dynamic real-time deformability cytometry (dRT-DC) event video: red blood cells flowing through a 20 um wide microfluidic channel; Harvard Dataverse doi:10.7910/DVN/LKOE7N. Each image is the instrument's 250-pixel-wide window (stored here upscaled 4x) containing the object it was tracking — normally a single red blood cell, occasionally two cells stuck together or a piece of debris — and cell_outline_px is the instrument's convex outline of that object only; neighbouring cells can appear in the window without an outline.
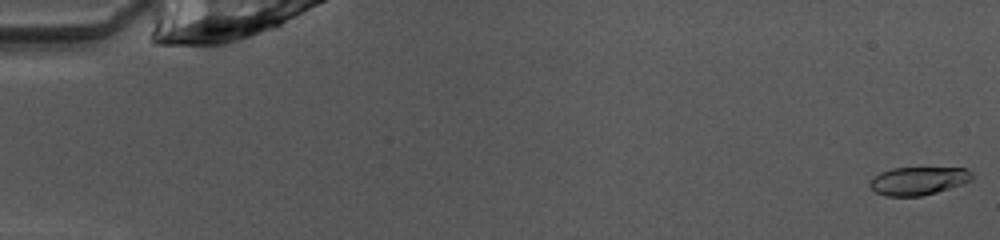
{"species": "common noctule bat (a hibernating species)", "species_latin": "Nyctalus noctula", "temperature_condition": "warm", "stored_images_in_passage": 35, "camera_frame_rate_fps": 3000, "um_per_image_px": 0.085, "animal": {"sex": "female", "body_mass_g": 10.0, "forearm_length_mm": 53.1}, "frame": {"image": 1, "passage_image": 1, "time_ms": 0.0, "image_size_px": [1000, 240], "cell_outline_px": [[972, 180], [936, 192], [920, 196], [884, 196], [876, 192], [868, 184], [880, 172], [892, 168], [964, 168], [972, 172]], "centroid_in_image_um": [78.04, 15.37], "position_along_channel_um": 7.0, "area_um2": 16.47}}
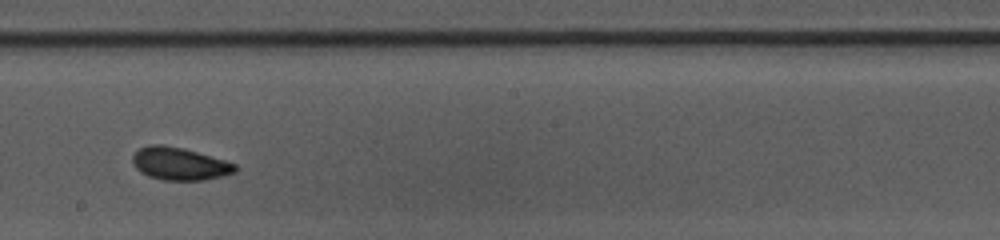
{"frame": {"image": 2, "passage_image": 22, "time_ms": 7.0, "image_size_px": [1000, 240], "cell_outline_px": [[236, 172], [224, 176], [204, 180], [164, 180], [148, 176], [140, 172], [136, 168], [132, 160], [132, 156], [140, 148], [148, 144], [164, 144], [184, 148], [224, 160], [236, 164]], "centroid_in_image_um": [15.26, 13.91], "position_along_channel_um": 232.9, "area_um2": 19.59}}
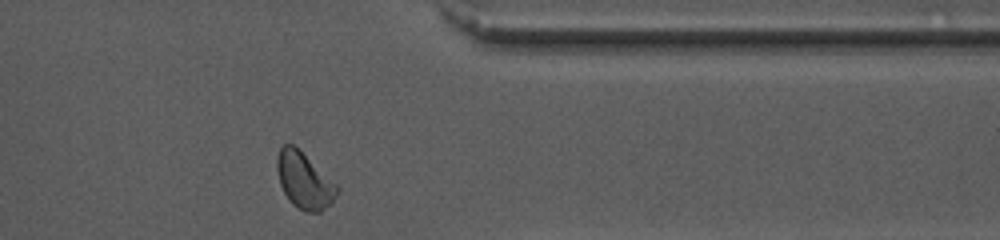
{"frame": {"image": 3, "passage_image": 34, "time_ms": 11.0, "image_size_px": [1000, 240], "cell_outline_px": [[340, 188], [332, 204], [320, 212], [304, 212], [292, 204], [284, 192], [280, 184], [276, 168], [276, 160], [280, 148], [284, 144], [292, 144], [336, 184]], "centroid_in_image_um": [25.85, 15.39], "position_along_channel_um": 385.5, "area_um2": 19.36}, "authors_computed_cell_mechanics": {"area_um2": 18.8428, "velocity_mm_per_s": 4.0137, "shape_relaxation_time_tau1_ms": 3.7959, "shape_relaxation_time_tau2_ms": null, "deformation_change_tau1": 0.0981, "deformation_change_tau2": null}}